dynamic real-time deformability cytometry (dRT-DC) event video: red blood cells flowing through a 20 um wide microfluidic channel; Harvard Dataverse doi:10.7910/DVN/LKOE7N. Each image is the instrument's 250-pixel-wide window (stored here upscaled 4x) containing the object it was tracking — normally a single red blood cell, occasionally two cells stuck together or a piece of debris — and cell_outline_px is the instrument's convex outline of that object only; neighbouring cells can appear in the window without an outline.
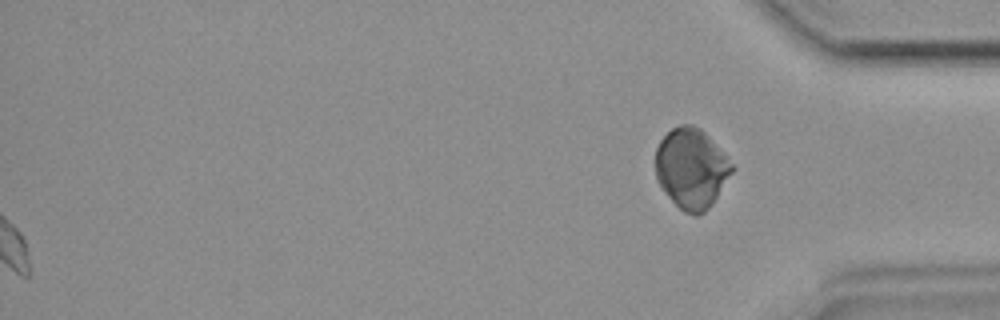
{"species": "common noctule bat (a hibernating species)", "species_latin": "Nyctalus noctula", "temperature_condition": "room temperature", "stored_images_in_passage": 46, "segment_of_instrument_passage": [2, 2], "camera_frame_rate_fps": 3000, "um_per_image_px": 0.085, "animal": {"sex": "female", "body_mass_g": 19.9}, "frame": {"image": 1, "passage_image": 46, "time_ms": 15.0, "image_size_px": [1000, 320], "cell_outline_px": [[736, 168], [712, 204], [704, 212], [696, 216], [684, 212], [664, 192], [656, 180], [656, 148], [660, 140], [672, 128], [680, 124], [692, 124], [700, 128], [728, 156]], "centroid_in_image_um": [58.79, 14.31], "position_along_channel_um": 376.4, "area_um2": 35.95}}